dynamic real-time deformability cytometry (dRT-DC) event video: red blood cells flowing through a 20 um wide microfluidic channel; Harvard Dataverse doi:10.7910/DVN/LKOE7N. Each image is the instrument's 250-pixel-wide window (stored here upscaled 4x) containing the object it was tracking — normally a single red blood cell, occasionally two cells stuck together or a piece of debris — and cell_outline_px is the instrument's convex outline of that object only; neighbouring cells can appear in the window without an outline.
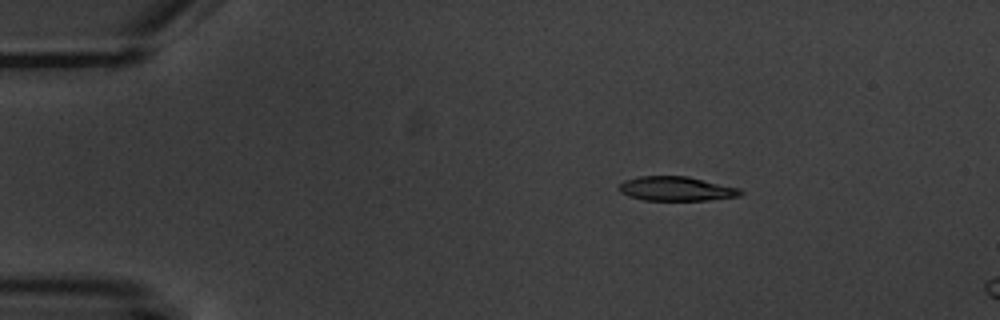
{"species": "common noctule bat (a hibernating species)", "species_latin": "Nyctalus noctula", "temperature_condition": "warm", "stored_images_in_passage": 4, "camera_frame_rate_fps": 3000, "um_per_image_px": 0.085, "animal": {"sex": "male", "body_mass_g": 20.1, "forearm_length_mm": 53.5}, "frame": {"image": 1, "passage_image": 2, "time_ms": 1.333, "image_size_px": [1000, 320], "cell_outline_px": [[744, 192], [740, 196], [708, 200], [644, 200], [628, 196], [620, 192], [620, 184], [624, 180], [640, 176], [688, 176], [740, 188]], "centroid_in_image_um": [57.51, 16.04], "position_along_channel_um": 27.5, "area_um2": 17.22}}